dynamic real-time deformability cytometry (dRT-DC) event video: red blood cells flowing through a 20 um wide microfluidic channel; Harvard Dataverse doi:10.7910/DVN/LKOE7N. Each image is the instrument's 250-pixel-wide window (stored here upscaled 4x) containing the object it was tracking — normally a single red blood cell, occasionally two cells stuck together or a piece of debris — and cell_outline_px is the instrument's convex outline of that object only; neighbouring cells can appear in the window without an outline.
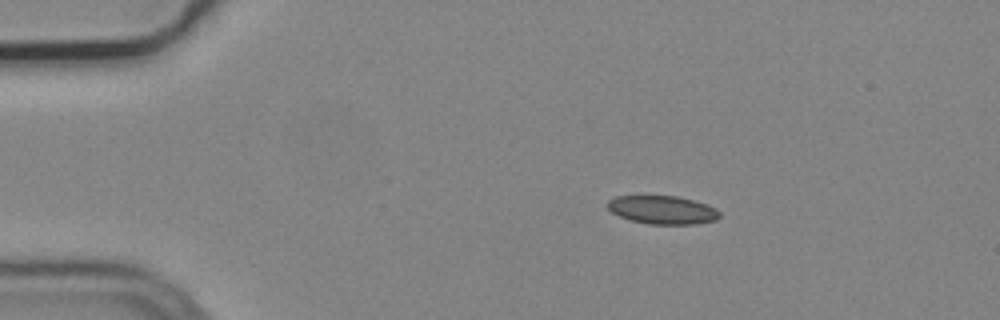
{"species": "common noctule bat (a hibernating species)", "species_latin": "Nyctalus noctula", "temperature_condition": "cold", "stored_images_in_passage": 4, "segment_of_instrument_passage": [1, 2], "camera_frame_rate_fps": 3000, "um_per_image_px": 0.085, "animal": {"sex": "male", "body_mass_g": 19.2, "forearm_length_mm": 51.8}, "frame": {"image": 1, "passage_image": 1, "time_ms": 0.0, "image_size_px": [1000, 320], "cell_outline_px": [[720, 216], [716, 220], [696, 224], [648, 224], [628, 220], [612, 212], [604, 204], [608, 200], [616, 196], [676, 196], [708, 204], [716, 208], [720, 212]], "centroid_in_image_um": [56.3, 17.84], "position_along_channel_um": 28.7, "area_um2": 18.67}}